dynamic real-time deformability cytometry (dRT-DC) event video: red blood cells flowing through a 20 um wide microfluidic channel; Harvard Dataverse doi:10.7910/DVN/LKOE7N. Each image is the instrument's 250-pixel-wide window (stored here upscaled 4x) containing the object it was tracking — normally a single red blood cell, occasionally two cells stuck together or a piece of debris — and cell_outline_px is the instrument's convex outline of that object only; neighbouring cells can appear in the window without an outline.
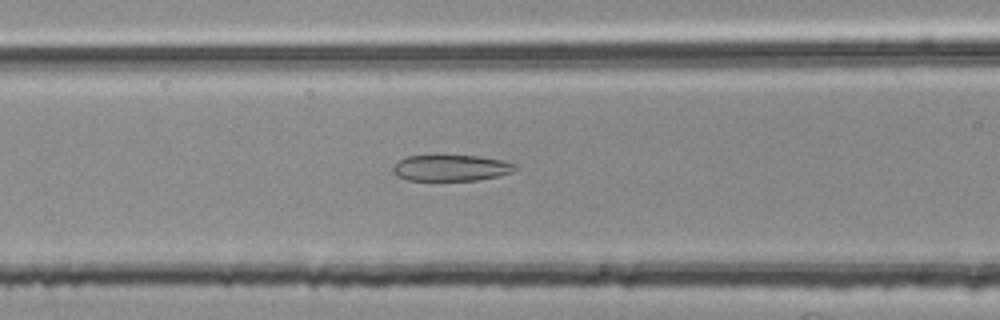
{"species": "common noctule bat (a hibernating species)", "species_latin": "Nyctalus noctula", "temperature_condition": "room temperature", "stored_images_in_passage": 48, "camera_frame_rate_fps": 3000, "um_per_image_px": 0.085, "animal": {"sex": "female", "body_mass_g": 25.1}, "frame": {"image": 1, "passage_image": 21, "time_ms": 6.667, "image_size_px": [1000, 320], "cell_outline_px": [[516, 168], [512, 172], [500, 176], [476, 180], [408, 180], [396, 176], [392, 172], [392, 168], [400, 160], [408, 156], [480, 156], [500, 160], [516, 164]], "centroid_in_image_um": [38.34, 14.28], "position_along_channel_um": 128.3, "area_um2": 18.44}}
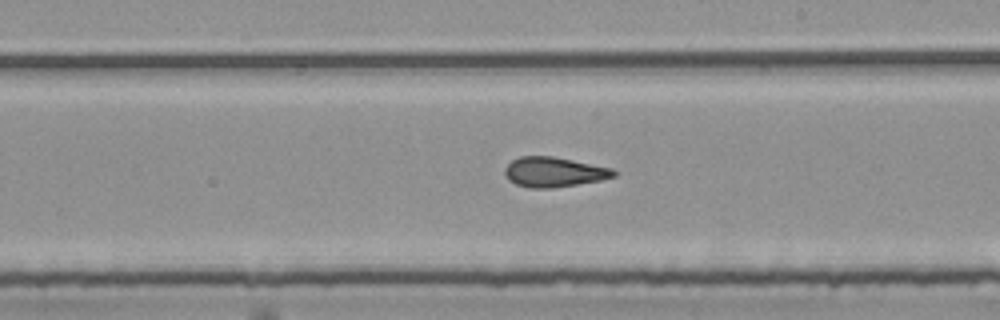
{"frame": {"image": 2, "passage_image": 30, "time_ms": 9.667, "image_size_px": [1000, 320], "cell_outline_px": [[616, 176], [600, 180], [552, 188], [528, 188], [516, 184], [508, 180], [504, 172], [504, 168], [512, 160], [520, 156], [552, 156], [612, 168], [616, 172]], "centroid_in_image_um": [47.05, 14.62], "position_along_channel_um": 242.0, "area_um2": 18.9}}
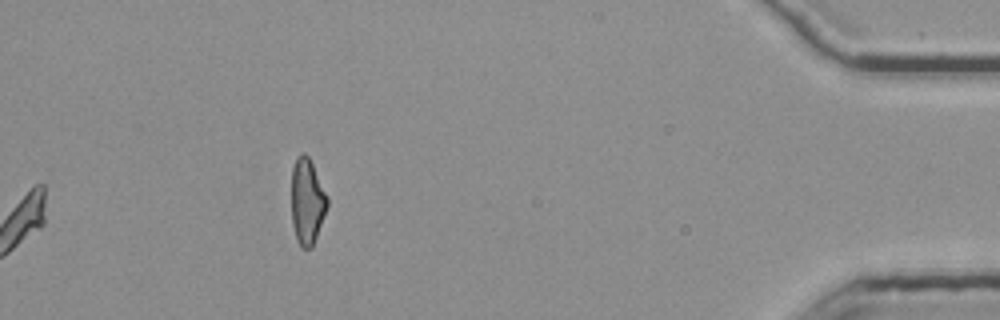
{"frame": {"image": 3, "passage_image": 48, "time_ms": 15.667, "image_size_px": [1000, 320], "cell_outline_px": [[328, 204], [312, 248], [304, 248], [296, 240], [292, 224], [292, 168], [296, 156], [304, 152], [308, 156], [328, 196]], "centroid_in_image_um": [26.1, 17.11], "position_along_channel_um": 409.1, "area_um2": 17.8}, "authors_computed_cell_mechanics": {"area_um2": 19.0451, "velocity_mm_per_s": 3.7891, "shape_relaxation_time_tau1_ms": null, "shape_relaxation_time_tau2_ms": 2.8335, "deformation_change_tau1": null, "deformation_change_tau2": 0.1238}}